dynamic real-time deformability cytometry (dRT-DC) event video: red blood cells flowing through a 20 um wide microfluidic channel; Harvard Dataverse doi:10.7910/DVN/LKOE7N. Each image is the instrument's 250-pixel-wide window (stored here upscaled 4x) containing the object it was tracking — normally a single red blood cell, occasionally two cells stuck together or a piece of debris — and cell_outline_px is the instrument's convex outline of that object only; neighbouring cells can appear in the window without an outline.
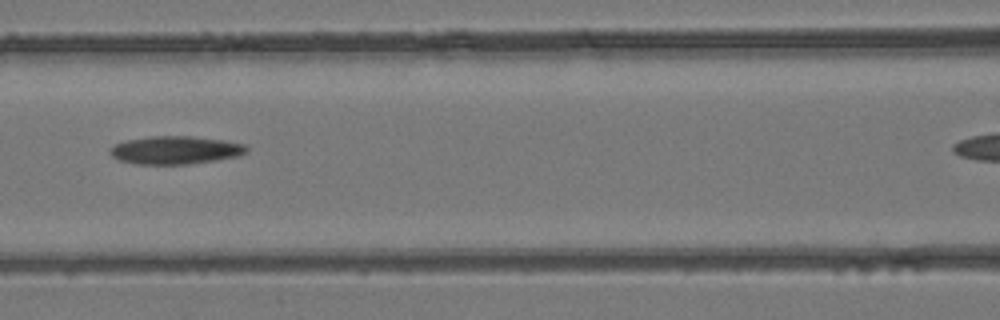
{"species": "common noctule bat (a hibernating species)", "species_latin": "Nyctalus noctula", "temperature_condition": "room temperature", "stored_images_in_passage": 7, "segment_of_instrument_passage": [1, 2], "camera_frame_rate_fps": 3000, "um_per_image_px": 0.085, "animal": {"sex": "female", "body_mass_g": 24.6, "forearm_length_mm": 56.2}, "frame": {"image": 1, "passage_image": 5, "time_ms": 1.333, "image_size_px": [1000, 320], "cell_outline_px": [[248, 152], [240, 156], [216, 160], [188, 164], [136, 164], [120, 160], [112, 156], [108, 152], [112, 144], [128, 140], [152, 136], [192, 136], [224, 140], [244, 144], [248, 148]], "centroid_in_image_um": [14.92, 12.76], "position_along_channel_um": 151.7, "area_um2": 22.43}}
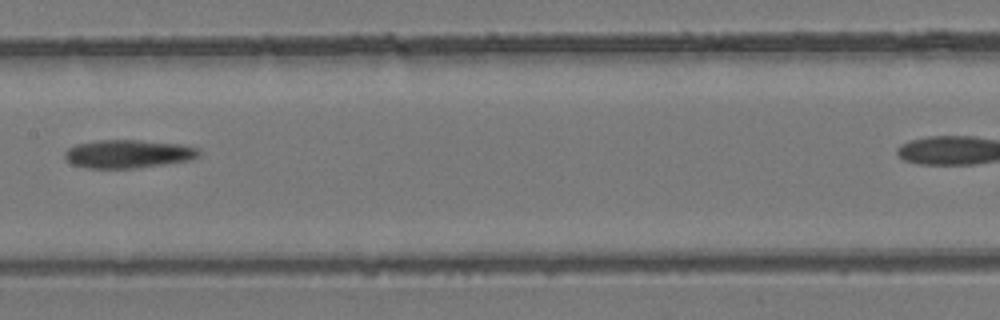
{"frame": {"image": 2, "passage_image": 6, "time_ms": 1.667, "image_size_px": [1000, 320], "cell_outline_px": [[200, 152], [196, 156], [188, 160], [136, 168], [88, 168], [72, 164], [64, 160], [64, 152], [68, 148], [76, 144], [100, 140], [136, 140], [180, 144], [200, 148]], "centroid_in_image_um": [10.83, 13.08], "position_along_channel_um": 196.6, "area_um2": 21.96}}